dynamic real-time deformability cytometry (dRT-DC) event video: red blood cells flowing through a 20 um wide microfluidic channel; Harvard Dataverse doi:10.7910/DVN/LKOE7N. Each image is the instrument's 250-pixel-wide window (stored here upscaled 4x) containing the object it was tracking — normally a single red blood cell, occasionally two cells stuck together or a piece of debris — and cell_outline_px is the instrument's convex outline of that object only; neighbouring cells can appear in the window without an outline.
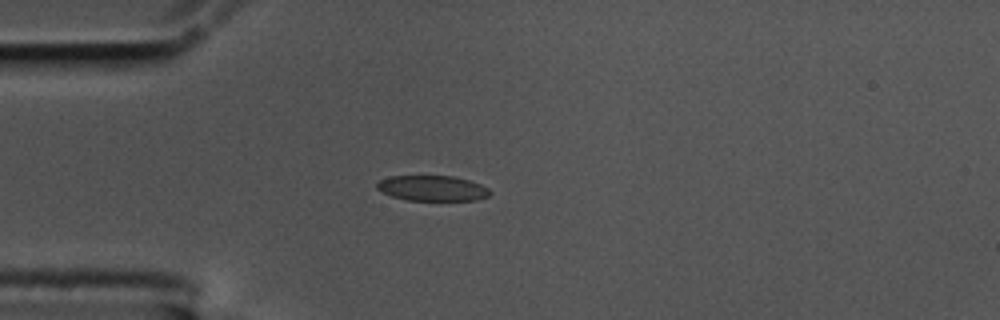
{"species": "common noctule bat (a hibernating species)", "species_latin": "Nyctalus noctula", "temperature_condition": "cold", "stored_images_in_passage": 44, "camera_frame_rate_fps": 3000, "um_per_image_px": 0.085, "animal": {"sex": "male", "body_mass_g": 17.5, "forearm_length_mm": 52.3}, "frame": {"image": 1, "passage_image": 1, "time_ms": 0.0, "image_size_px": [1000, 320], "cell_outline_px": [[492, 192], [488, 196], [476, 200], [408, 200], [392, 196], [376, 188], [376, 184], [380, 180], [388, 176], [452, 176], [468, 180], [480, 184], [488, 188]], "centroid_in_image_um": [36.76, 16.0], "position_along_channel_um": 48.2, "area_um2": 16.59}}
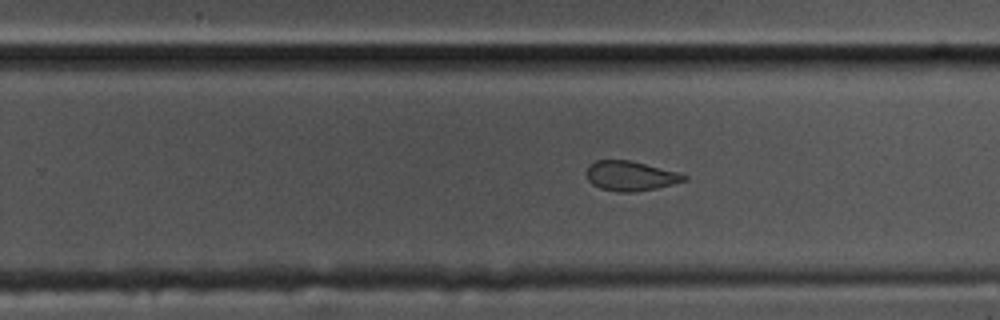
{"frame": {"image": 2, "passage_image": 22, "time_ms": 7.0, "image_size_px": [1000, 320], "cell_outline_px": [[688, 180], [656, 188], [632, 192], [616, 192], [600, 188], [592, 184], [588, 180], [588, 168], [596, 160], [628, 160], [680, 172], [688, 176]], "centroid_in_image_um": [53.64, 14.96], "position_along_channel_um": 276.2, "area_um2": 16.76}}
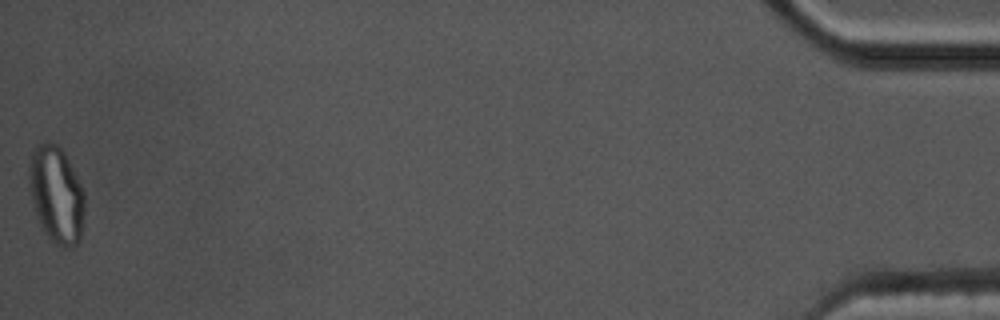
{"frame": {"image": 3, "passage_image": 44, "time_ms": 14.333, "image_size_px": [1000, 320], "cell_outline_px": [[84, 212], [80, 240], [72, 248], [64, 248], [56, 244], [44, 232], [40, 224], [32, 200], [28, 176], [28, 168], [32, 152], [44, 140], [52, 140], [64, 152], [84, 192]], "centroid_in_image_um": [4.79, 16.54], "position_along_channel_um": 430.4, "area_um2": 31.21}, "authors_computed_cell_mechanics": {"area_um2": 17.8891, "velocity_mm_per_s": 3.4313, "shape_relaxation_time_tau1_ms": null, "shape_relaxation_time_tau2_ms": 2.5894, "deformation_change_tau1": null, "deformation_change_tau2": 0.0622}}